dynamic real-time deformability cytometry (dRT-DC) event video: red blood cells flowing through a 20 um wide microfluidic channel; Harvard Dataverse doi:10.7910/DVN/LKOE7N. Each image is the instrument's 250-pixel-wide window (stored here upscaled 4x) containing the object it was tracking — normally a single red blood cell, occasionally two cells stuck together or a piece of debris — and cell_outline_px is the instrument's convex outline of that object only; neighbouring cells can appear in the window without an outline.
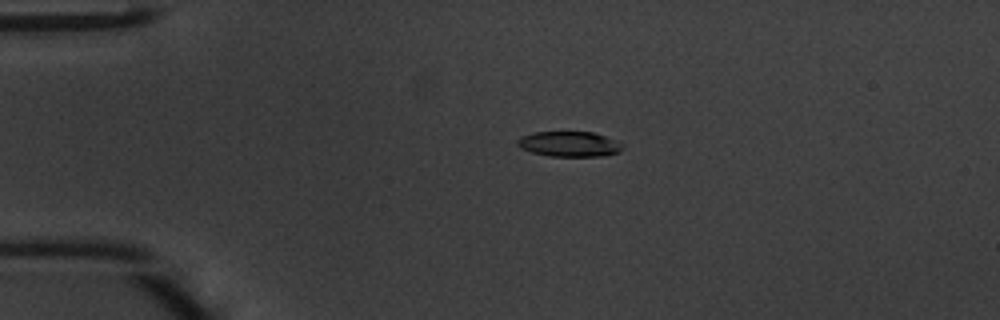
{"species": "common noctule bat (a hibernating species)", "species_latin": "Nyctalus noctula", "temperature_condition": "warm", "stored_images_in_passage": 48, "camera_frame_rate_fps": 3000, "um_per_image_px": 0.085, "animal": {"sex": "male", "body_mass_g": 20.1, "forearm_length_mm": 53.5}, "frame": {"image": 1, "passage_image": 11, "time_ms": 3.333, "image_size_px": [1000, 320], "cell_outline_px": [[624, 148], [620, 152], [604, 156], [548, 156], [532, 152], [520, 148], [516, 144], [516, 140], [520, 136], [536, 132], [592, 132], [616, 140], [624, 144]], "centroid_in_image_um": [48.4, 12.25], "position_along_channel_um": 36.6, "area_um2": 15.61}}
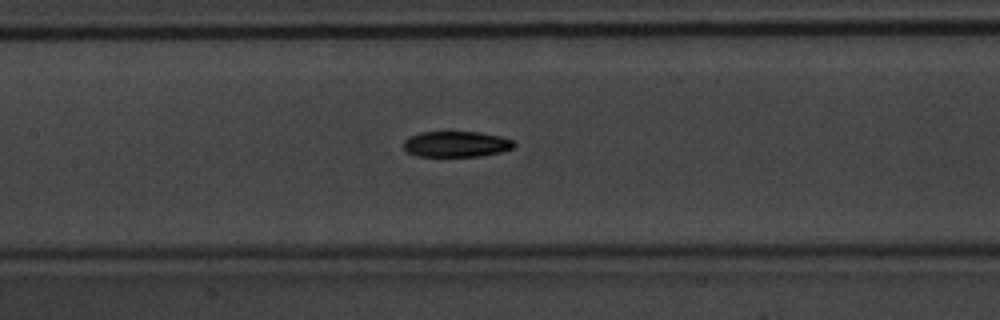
{"frame": {"image": 2, "passage_image": 23, "time_ms": 7.333, "image_size_px": [1000, 320], "cell_outline_px": [[516, 144], [512, 148], [500, 152], [480, 156], [416, 156], [408, 152], [404, 148], [404, 140], [408, 136], [420, 132], [476, 132], [500, 136], [512, 140]], "centroid_in_image_um": [38.75, 12.25], "position_along_channel_um": 168.6, "area_um2": 16.53}}
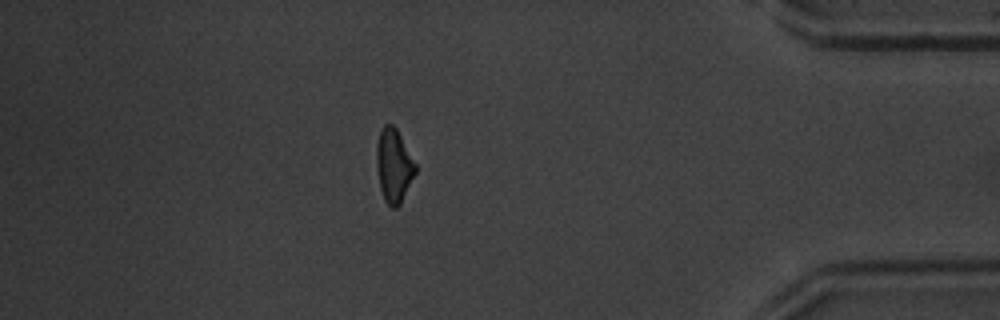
{"frame": {"image": 3, "passage_image": 42, "time_ms": 13.667, "image_size_px": [1000, 320], "cell_outline_px": [[416, 172], [400, 204], [396, 208], [392, 208], [384, 200], [380, 188], [376, 168], [376, 144], [380, 132], [384, 124], [392, 124], [396, 128], [416, 164]], "centroid_in_image_um": [33.45, 14.08], "position_along_channel_um": 401.7, "area_um2": 16.65}, "authors_computed_cell_mechanics": {"area_um2": 16.6753, "velocity_mm_per_s": 4.2701, "shape_relaxation_time_tau1_ms": 2.0306, "shape_relaxation_time_tau2_ms": 4.2593, "deformation_change_tau1": 0.1571, "deformation_change_tau2": 0.1139}}